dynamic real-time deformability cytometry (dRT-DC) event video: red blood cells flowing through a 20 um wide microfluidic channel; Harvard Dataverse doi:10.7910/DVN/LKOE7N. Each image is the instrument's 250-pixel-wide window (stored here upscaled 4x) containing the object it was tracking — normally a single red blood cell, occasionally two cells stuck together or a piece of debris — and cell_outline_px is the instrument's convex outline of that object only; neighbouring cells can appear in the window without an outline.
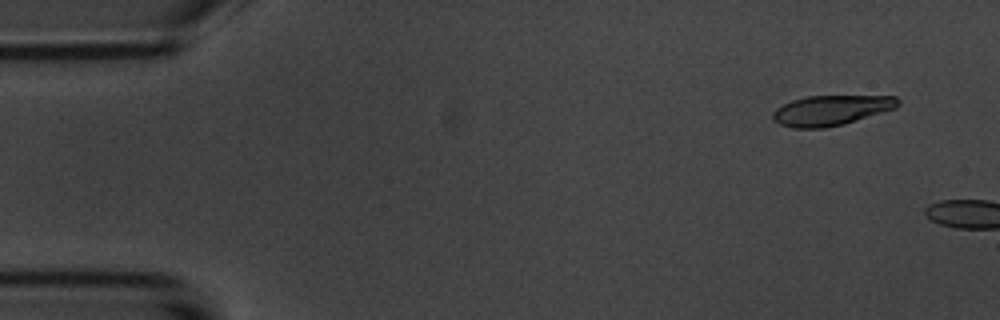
{"species": "common noctule bat (a hibernating species)", "species_latin": "Nyctalus noctula", "temperature_condition": "room temperature", "stored_images_in_passage": 2, "camera_frame_rate_fps": 3000, "um_per_image_px": 0.085, "animal": {"sex": "male", "body_mass_g": 20.1, "forearm_length_mm": 53.5}, "frame": {"image": 1, "passage_image": 1, "time_ms": 0.0, "image_size_px": [1000, 320], "cell_outline_px": [[900, 104], [896, 108], [844, 124], [824, 128], [792, 128], [780, 124], [772, 120], [772, 112], [776, 108], [792, 100], [808, 96], [896, 96], [900, 100]], "centroid_in_image_um": [70.64, 9.38], "position_along_channel_um": 14.4, "area_um2": 22.02}}